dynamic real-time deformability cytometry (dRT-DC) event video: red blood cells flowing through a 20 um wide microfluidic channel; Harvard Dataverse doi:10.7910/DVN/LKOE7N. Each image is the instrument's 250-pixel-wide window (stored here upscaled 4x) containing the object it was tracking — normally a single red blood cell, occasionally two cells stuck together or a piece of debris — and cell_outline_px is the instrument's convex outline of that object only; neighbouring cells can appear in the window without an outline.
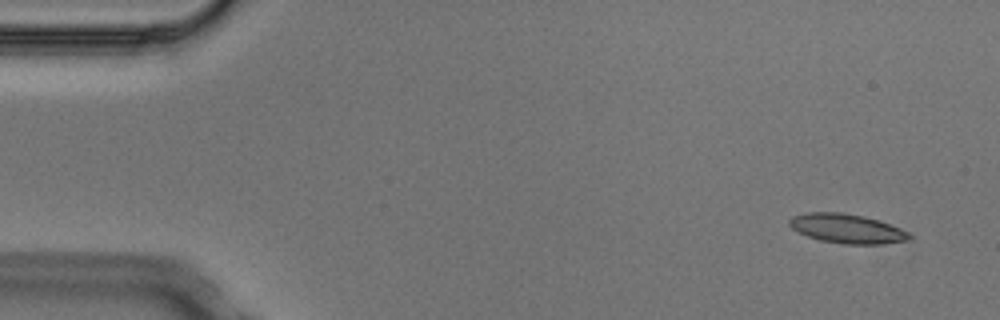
{"species": "Egyptian fruit bat (a non-hibernating species)", "species_latin": "Rousettus aegyptiacus", "temperature_condition": "cold", "stored_images_in_passage": 4, "camera_frame_rate_fps": 3000, "um_per_image_px": 0.085, "animal": {"sex": "male"}, "frame": {"image": 1, "passage_image": 1, "time_ms": 0.0, "image_size_px": [1000, 320], "cell_outline_px": [[912, 236], [908, 240], [884, 244], [844, 244], [820, 240], [808, 236], [792, 228], [788, 224], [788, 220], [792, 216], [808, 212], [840, 212], [864, 216], [880, 220], [900, 228], [908, 232]], "centroid_in_image_um": [72.0, 19.42], "position_along_channel_um": 13.0, "area_um2": 20.52}}
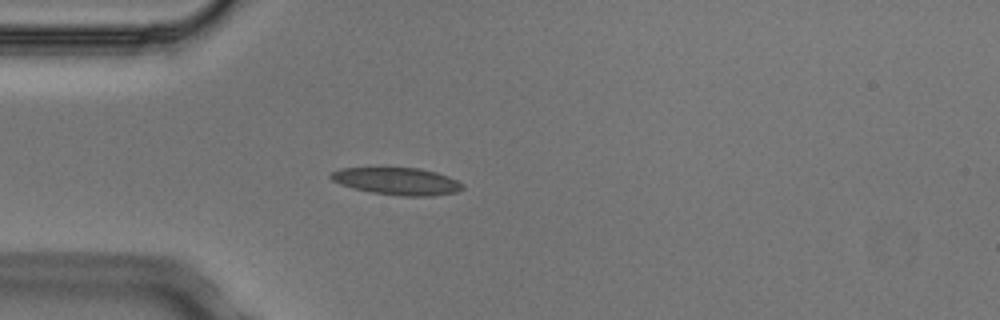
{"frame": {"image": 2, "passage_image": 4, "time_ms": 1.0, "image_size_px": [1000, 320], "cell_outline_px": [[464, 188], [456, 192], [432, 196], [400, 196], [372, 192], [352, 188], [340, 184], [332, 180], [328, 176], [332, 172], [340, 168], [420, 168], [436, 172], [448, 176], [464, 184]], "centroid_in_image_um": [33.76, 15.41], "position_along_channel_um": 51.2, "area_um2": 20.92}}